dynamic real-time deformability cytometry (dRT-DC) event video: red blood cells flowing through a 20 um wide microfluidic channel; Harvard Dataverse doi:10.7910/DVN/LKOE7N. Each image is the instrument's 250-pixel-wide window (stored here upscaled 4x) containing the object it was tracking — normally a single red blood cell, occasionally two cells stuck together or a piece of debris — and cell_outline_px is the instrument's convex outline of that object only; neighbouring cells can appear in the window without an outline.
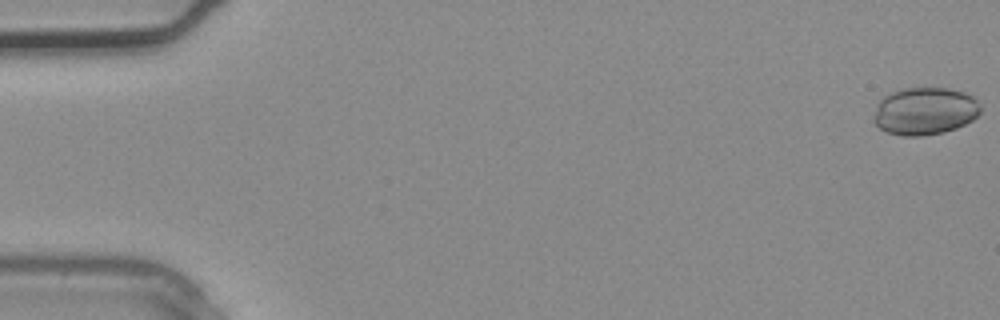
{"species": "common noctule bat (a hibernating species)", "species_latin": "Nyctalus noctula", "temperature_condition": "warm", "stored_images_in_passage": 3, "camera_frame_rate_fps": 3000, "um_per_image_px": 0.085, "animal": {"sex": "male", "body_mass_g": 20.4}, "frame": {"image": 1, "passage_image": 1, "time_ms": 0.0, "image_size_px": [1000, 320], "cell_outline_px": [[980, 112], [972, 120], [956, 128], [944, 132], [920, 136], [900, 136], [888, 132], [880, 128], [872, 120], [876, 104], [884, 96], [892, 92], [904, 88], [948, 88], [964, 92], [972, 96], [980, 104]], "centroid_in_image_um": [78.59, 9.44], "position_along_channel_um": 6.4, "area_um2": 29.65}}